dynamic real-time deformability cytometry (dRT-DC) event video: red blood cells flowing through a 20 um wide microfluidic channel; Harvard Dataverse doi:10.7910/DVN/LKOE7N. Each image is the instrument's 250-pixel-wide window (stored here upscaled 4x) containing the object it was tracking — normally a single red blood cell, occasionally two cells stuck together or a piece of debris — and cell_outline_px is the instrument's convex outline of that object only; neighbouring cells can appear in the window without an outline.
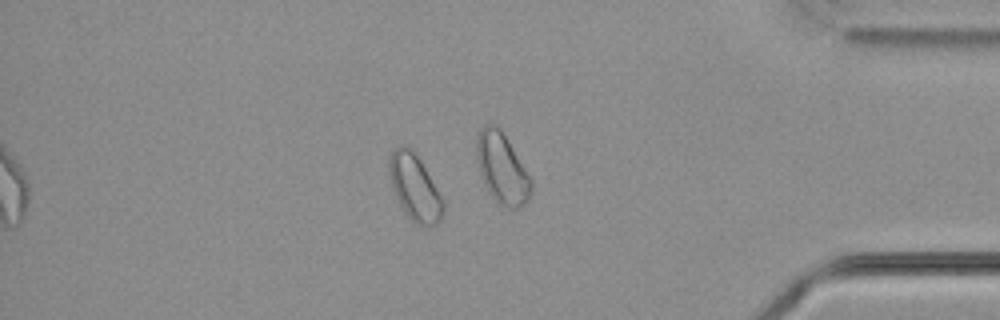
{"species": "common noctule bat (a hibernating species)", "species_latin": "Nyctalus noctula", "temperature_condition": "cold", "stored_images_in_passage": 55, "camera_frame_rate_fps": 3000, "um_per_image_px": 0.085, "animal": {"sex": "male", "body_mass_g": 21.5, "forearm_length_mm": 52.0}, "frame": {"image": 1, "passage_image": 47, "time_ms": 15.333, "image_size_px": [1000, 320], "cell_outline_px": [[444, 208], [440, 220], [436, 224], [416, 224], [400, 208], [388, 176], [388, 156], [400, 144], [404, 144], [412, 148], [420, 160], [444, 200]], "centroid_in_image_um": [35.21, 15.89], "position_along_channel_um": 400.0, "area_um2": 20.87}, "authors_computed_cell_mechanics": {"area_um2": 18.5538, "velocity_mm_per_s": 3.6539, "shape_relaxation_time_tau1_ms": null, "shape_relaxation_time_tau2_ms": 6.882, "deformation_change_tau1": null, "deformation_change_tau2": 0.082}}